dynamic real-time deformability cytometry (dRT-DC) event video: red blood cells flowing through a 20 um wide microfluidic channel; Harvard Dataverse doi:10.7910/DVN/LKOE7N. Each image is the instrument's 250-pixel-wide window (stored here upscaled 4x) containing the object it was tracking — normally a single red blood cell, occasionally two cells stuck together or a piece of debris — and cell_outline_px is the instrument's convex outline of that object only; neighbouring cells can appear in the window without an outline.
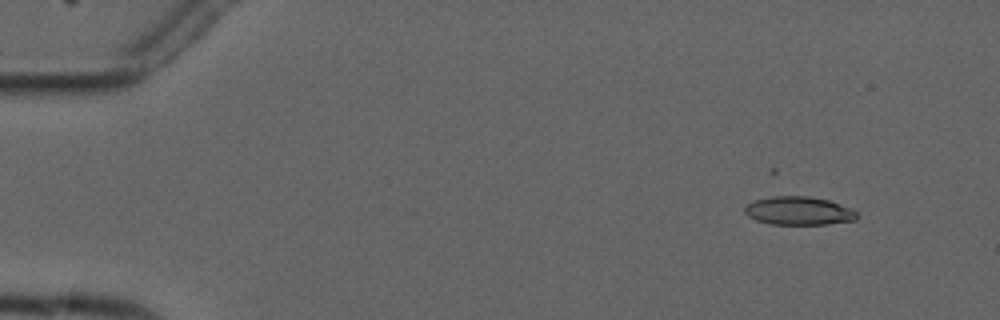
{"species": "common noctule bat (a hibernating species)", "species_latin": "Nyctalus noctula", "temperature_condition": "cold", "stored_images_in_passage": 5, "camera_frame_rate_fps": 3000, "um_per_image_px": 0.085, "animal": {"sex": "male", "forearm_length_mm": 52.5}, "frame": {"image": 1, "passage_image": 2, "time_ms": 1.0, "image_size_px": [1000, 320], "cell_outline_px": [[856, 220], [828, 224], [772, 224], [756, 220], [748, 216], [744, 212], [744, 208], [752, 200], [772, 196], [808, 196], [828, 200], [852, 208], [856, 212]], "centroid_in_image_um": [67.87, 17.91], "position_along_channel_um": 17.1, "area_um2": 18.55}}
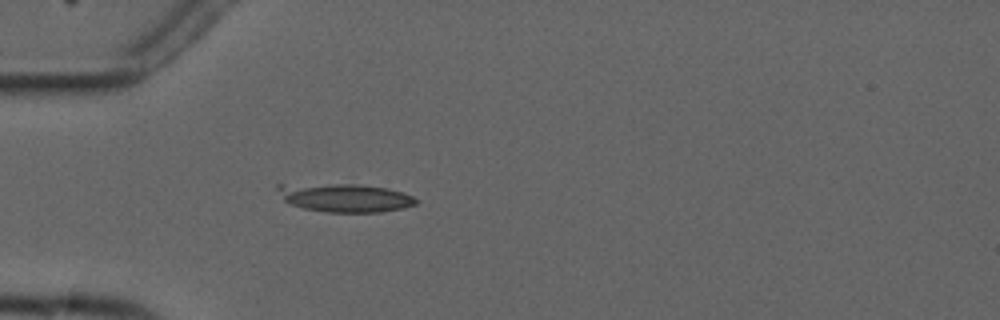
{"frame": {"image": 2, "passage_image": 5, "time_ms": 4.667, "image_size_px": [1000, 320], "cell_outline_px": [[416, 204], [404, 208], [380, 212], [328, 212], [304, 208], [292, 204], [284, 200], [276, 188], [276, 184], [356, 184], [388, 188], [404, 192], [412, 196], [416, 200]], "centroid_in_image_um": [29.32, 16.8], "position_along_channel_um": 55.7, "area_um2": 22.83}}